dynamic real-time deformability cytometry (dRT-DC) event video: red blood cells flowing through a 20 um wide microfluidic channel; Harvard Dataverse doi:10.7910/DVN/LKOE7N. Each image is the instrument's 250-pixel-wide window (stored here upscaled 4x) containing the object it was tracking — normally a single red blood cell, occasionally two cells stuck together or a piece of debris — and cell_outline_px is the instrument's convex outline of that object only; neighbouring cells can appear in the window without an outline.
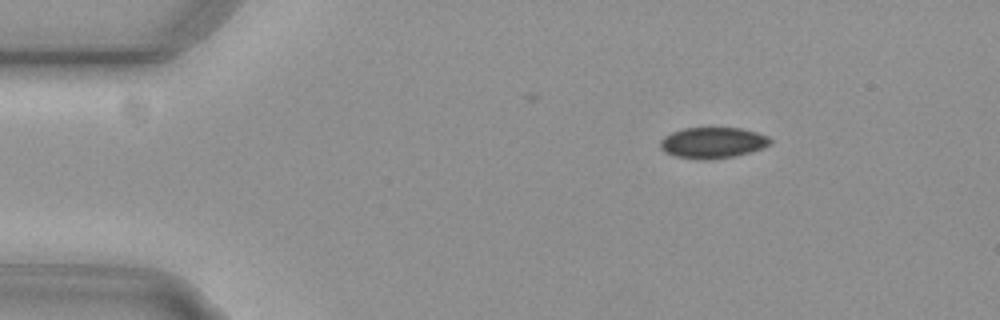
{"species": "common noctule bat (a hibernating species)", "species_latin": "Nyctalus noctula", "temperature_condition": "cold", "stored_images_in_passage": 48, "camera_frame_rate_fps": 3000, "um_per_image_px": 0.085, "animal": {"sex": "female", "body_mass_g": 29.2, "forearm_length_mm": 56.3}, "frame": {"image": 1, "passage_image": 1, "time_ms": 0.0, "image_size_px": [1000, 320], "cell_outline_px": [[772, 140], [764, 148], [732, 156], [676, 156], [664, 152], [660, 148], [660, 140], [664, 136], [672, 132], [684, 128], [740, 128], [756, 132], [768, 136]], "centroid_in_image_um": [60.58, 12.07], "position_along_channel_um": 24.4, "area_um2": 18.84}}
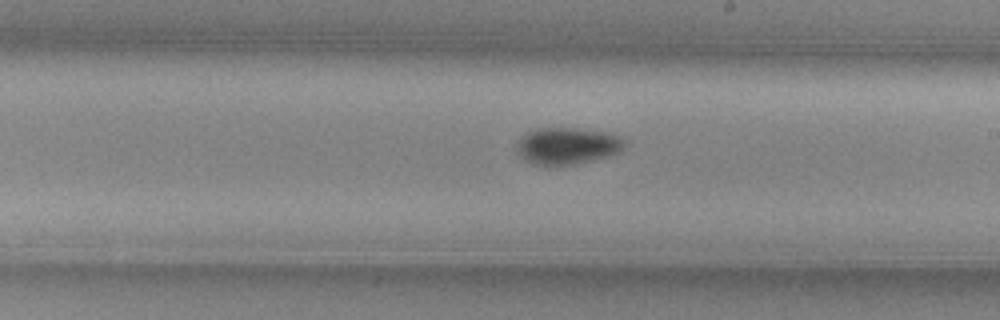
{"frame": {"image": 2, "passage_image": 24, "time_ms": 7.667, "image_size_px": [1000, 320], "cell_outline_px": [[624, 144], [616, 152], [608, 156], [576, 164], [556, 168], [548, 168], [532, 164], [520, 156], [516, 152], [520, 140], [528, 132], [540, 128], [576, 128], [604, 132], [620, 136], [624, 140]], "centroid_in_image_um": [48.17, 12.44], "position_along_channel_um": 240.8, "area_um2": 23.24}}
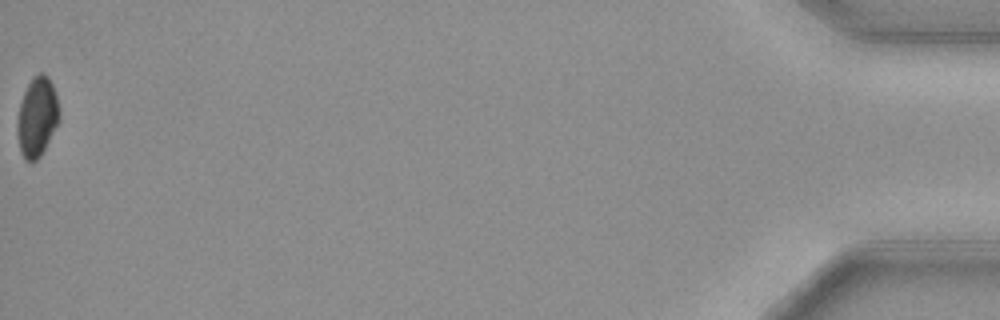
{"frame": {"image": 3, "passage_image": 48, "time_ms": 15.667, "image_size_px": [1000, 320], "cell_outline_px": [[60, 120], [40, 156], [32, 164], [24, 160], [20, 152], [16, 128], [16, 124], [20, 104], [24, 92], [32, 76], [40, 72], [44, 72], [48, 76], [52, 84], [56, 96], [60, 112]], "centroid_in_image_um": [3.14, 9.95], "position_along_channel_um": 432.1, "area_um2": 19.71}, "authors_computed_cell_mechanics": {"area_um2": 20.9814, "velocity_mm_per_s": 3.7382, "shape_relaxation_time_tau1_ms": 3.3969, "shape_relaxation_time_tau2_ms": null, "deformation_change_tau1": 0.0664, "deformation_change_tau2": null}}